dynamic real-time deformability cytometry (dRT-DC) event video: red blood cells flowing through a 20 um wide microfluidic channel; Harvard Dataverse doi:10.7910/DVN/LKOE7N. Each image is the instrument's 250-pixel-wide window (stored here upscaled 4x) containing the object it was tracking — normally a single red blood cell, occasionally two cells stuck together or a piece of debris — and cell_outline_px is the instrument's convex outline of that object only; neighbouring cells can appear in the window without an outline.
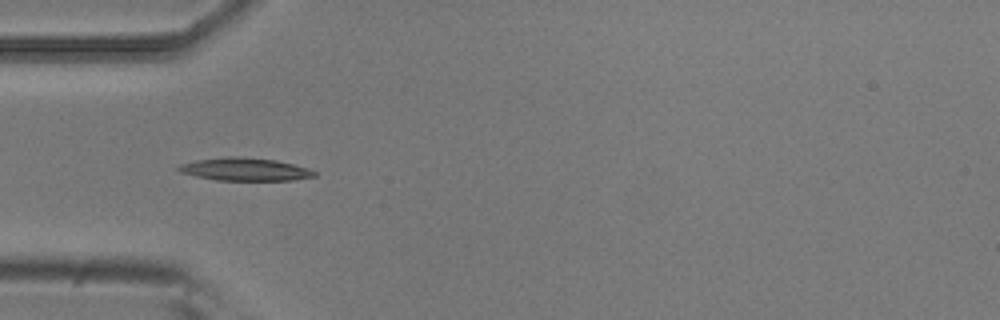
{"species": "common noctule bat (a hibernating species)", "species_latin": "Nyctalus noctula", "temperature_condition": "room temperature", "stored_images_in_passage": 5, "camera_frame_rate_fps": 3000, "um_per_image_px": 0.085, "animal": {"sex": "male", "body_mass_g": 20.5, "forearm_length_mm": 52.5}, "frame": {"image": 1, "passage_image": 5, "time_ms": 1.333, "image_size_px": [1000, 320], "cell_outline_px": [[316, 176], [292, 180], [216, 180], [196, 176], [180, 172], [176, 168], [180, 164], [196, 160], [228, 156], [236, 156], [276, 160], [308, 168], [316, 172]], "centroid_in_image_um": [20.8, 14.39], "position_along_channel_um": 64.2, "area_um2": 17.98}}